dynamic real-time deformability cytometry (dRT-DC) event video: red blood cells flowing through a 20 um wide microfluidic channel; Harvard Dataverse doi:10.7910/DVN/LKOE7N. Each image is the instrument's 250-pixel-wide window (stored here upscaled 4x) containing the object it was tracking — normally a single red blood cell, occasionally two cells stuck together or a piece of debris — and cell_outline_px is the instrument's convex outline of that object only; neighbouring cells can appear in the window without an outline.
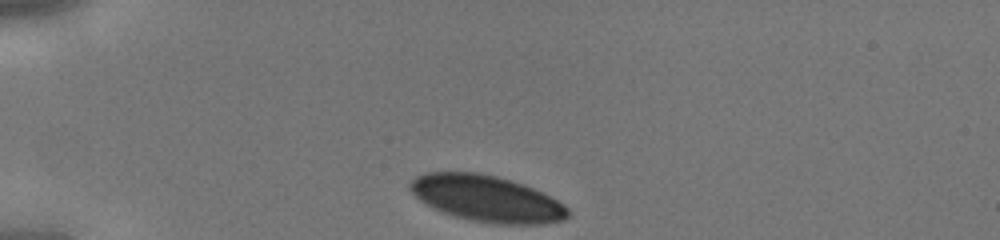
{"species": "human", "species_latin": "Homo sapiens", "temperature_condition": "cold", "stored_images_in_passage": 28, "camera_frame_rate_fps": 3000, "um_per_image_px": 0.085, "donor": {"sex": "male"}, "frame": {"image": 1, "passage_image": 1, "time_ms": 0.0, "image_size_px": [1000, 240], "cell_outline_px": [[572, 212], [564, 220], [544, 224], [496, 224], [472, 220], [456, 216], [432, 208], [420, 200], [408, 188], [408, 184], [416, 176], [424, 172], [476, 172], [496, 176], [512, 180], [524, 184], [552, 196], [568, 208]], "centroid_in_image_um": [41.4, 16.87], "position_along_channel_um": 43.6, "area_um2": 42.77}}
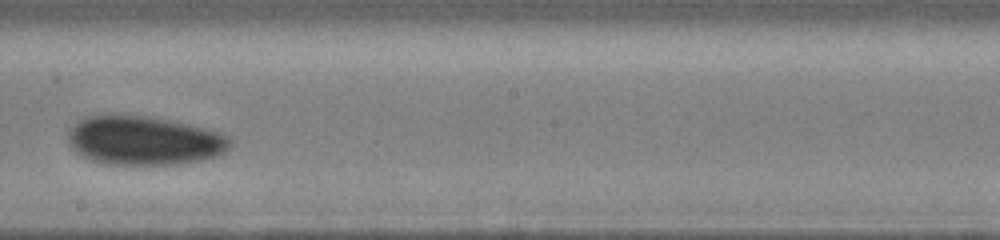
{"frame": {"image": 2, "passage_image": 16, "time_ms": 5.0, "image_size_px": [1000, 240], "cell_outline_px": [[232, 144], [220, 156], [200, 160], [172, 164], [104, 164], [92, 160], [76, 152], [72, 148], [68, 140], [68, 132], [84, 116], [104, 112], [124, 112], [176, 120], [208, 128], [220, 132], [228, 136], [232, 140]], "centroid_in_image_um": [12.25, 11.88], "position_along_channel_um": 236.0, "area_um2": 47.51}}
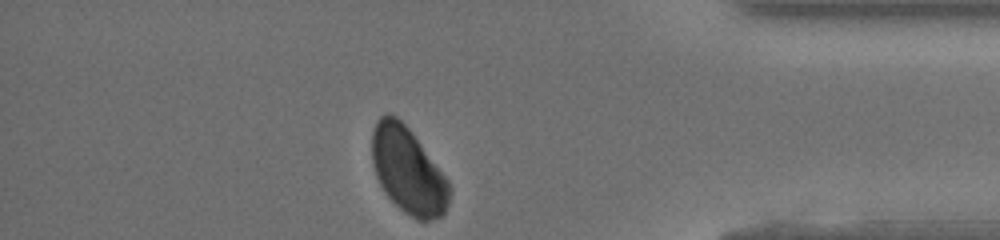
{"frame": {"image": 3, "passage_image": 28, "time_ms": 9.0, "image_size_px": [1000, 240], "cell_outline_px": [[452, 188], [448, 204], [444, 212], [440, 216], [432, 220], [416, 220], [404, 212], [384, 192], [376, 176], [372, 164], [372, 132], [376, 120], [380, 116], [388, 112], [396, 116], [412, 132], [448, 180]], "centroid_in_image_um": [34.67, 14.49], "position_along_channel_um": 400.5, "area_um2": 38.9}}